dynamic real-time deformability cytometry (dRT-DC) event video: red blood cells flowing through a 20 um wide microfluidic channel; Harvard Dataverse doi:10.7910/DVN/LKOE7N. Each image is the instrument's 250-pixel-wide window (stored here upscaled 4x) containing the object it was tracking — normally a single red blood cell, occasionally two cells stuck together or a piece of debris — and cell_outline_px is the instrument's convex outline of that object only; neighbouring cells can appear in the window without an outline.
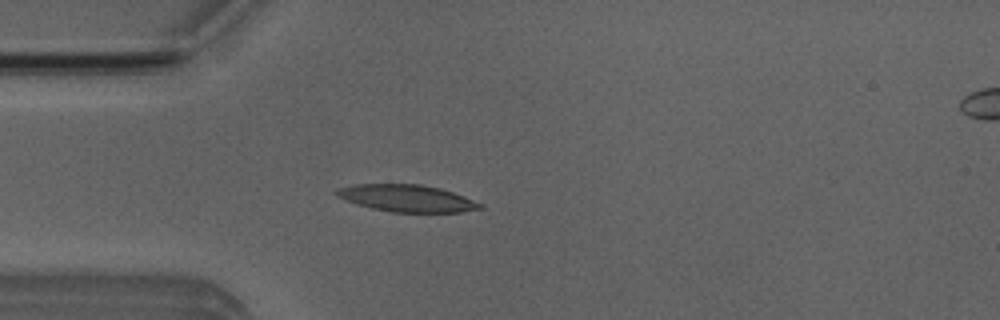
{"species": "Egyptian fruit bat (a non-hibernating species)", "species_latin": "Rousettus aegyptiacus", "temperature_condition": "room temperature", "stored_images_in_passage": 48, "camera_frame_rate_fps": 3000, "um_per_image_px": 0.085, "animal": {"sex": "male"}, "frame": {"image": 1, "passage_image": 11, "time_ms": 3.333, "image_size_px": [1000, 320], "cell_outline_px": [[484, 208], [460, 212], [392, 212], [372, 208], [356, 204], [336, 196], [332, 192], [336, 188], [356, 184], [420, 184], [440, 188], [464, 196], [484, 204]], "centroid_in_image_um": [34.57, 16.85], "position_along_channel_um": 50.4, "area_um2": 22.72}}
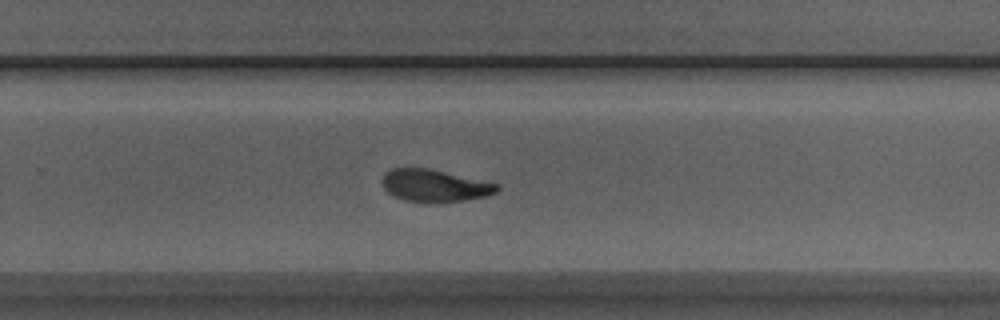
{"frame": {"image": 2, "passage_image": 30, "time_ms": 9.667, "image_size_px": [1000, 320], "cell_outline_px": [[500, 188], [496, 192], [488, 196], [464, 200], [428, 204], [408, 200], [392, 196], [384, 188], [384, 172], [392, 168], [428, 168], [500, 184]], "centroid_in_image_um": [36.97, 15.79], "position_along_channel_um": 292.8, "area_um2": 21.68}}
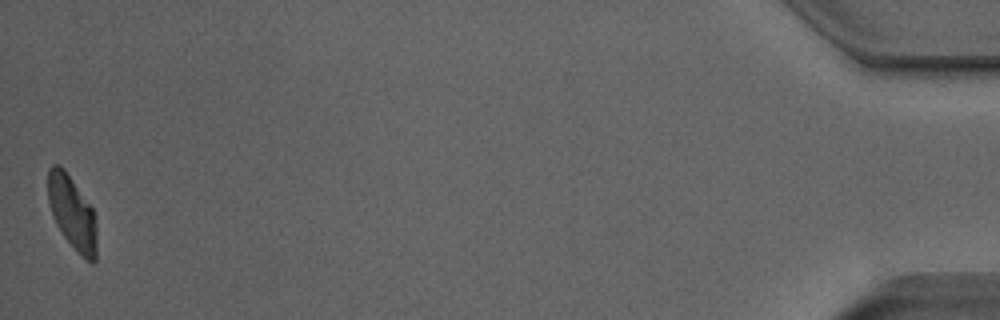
{"frame": {"image": 3, "passage_image": 48, "time_ms": 15.667, "image_size_px": [1000, 320], "cell_outline_px": [[96, 260], [92, 264], [64, 236], [56, 224], [52, 216], [48, 200], [48, 168], [52, 164], [60, 164], [64, 168], [92, 208], [96, 224]], "centroid_in_image_um": [6.11, 18.02], "position_along_channel_um": 429.1, "area_um2": 20.46}, "authors_computed_cell_mechanics": {"area_um2": 22.1663, "velocity_mm_per_s": 3.9719, "shape_relaxation_time_tau1_ms": 8.888, "shape_relaxation_time_tau2_ms": 2.3988, "deformation_change_tau1": 0.2477, "deformation_change_tau2": 0.0885}}